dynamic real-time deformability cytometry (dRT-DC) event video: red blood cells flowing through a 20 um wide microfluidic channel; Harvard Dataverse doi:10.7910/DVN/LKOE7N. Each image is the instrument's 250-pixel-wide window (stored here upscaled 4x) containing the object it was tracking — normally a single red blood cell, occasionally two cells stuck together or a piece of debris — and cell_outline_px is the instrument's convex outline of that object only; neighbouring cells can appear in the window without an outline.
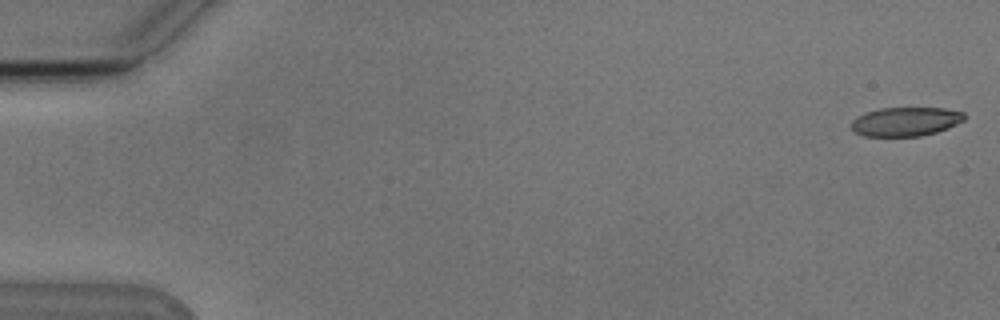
{"species": "Egyptian fruit bat (a non-hibernating species)", "species_latin": "Rousettus aegyptiacus", "temperature_condition": "cold", "stored_images_in_passage": 8, "camera_frame_rate_fps": 3000, "um_per_image_px": 0.085, "animal": {"sex": "male"}, "frame": {"image": 1, "passage_image": 1, "time_ms": 0.0, "image_size_px": [1000, 320], "cell_outline_px": [[964, 120], [956, 124], [936, 132], [920, 136], [864, 136], [856, 132], [852, 128], [852, 120], [856, 116], [864, 112], [880, 108], [944, 108], [964, 112]], "centroid_in_image_um": [76.95, 10.32], "position_along_channel_um": 8.0, "area_um2": 19.02}}
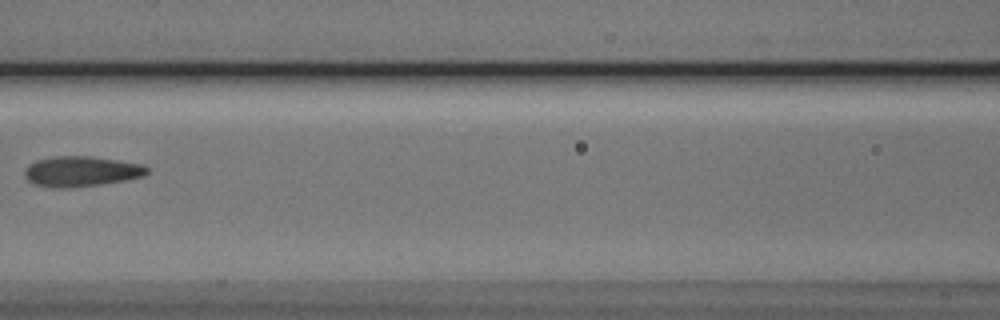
{"frame": {"image": 2, "passage_image": 7, "time_ms": 8.0, "image_size_px": [1000, 320], "cell_outline_px": [[148, 172], [144, 176], [124, 180], [100, 184], [68, 188], [52, 188], [32, 184], [24, 176], [24, 172], [28, 164], [36, 160], [52, 156], [88, 156], [116, 160], [140, 164], [148, 168]], "centroid_in_image_um": [6.83, 14.57], "position_along_channel_um": 159.8, "area_um2": 21.62}}
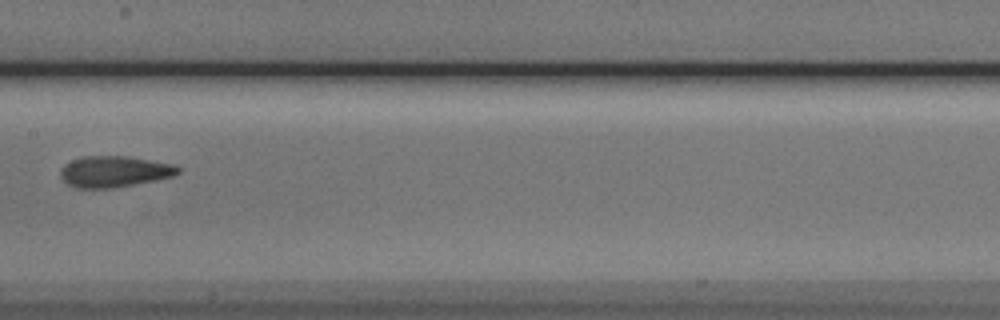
{"frame": {"image": 3, "passage_image": 8, "time_ms": 9.0, "image_size_px": [1000, 320], "cell_outline_px": [[180, 172], [172, 176], [156, 180], [112, 188], [76, 188], [68, 184], [60, 176], [60, 172], [64, 164], [72, 160], [84, 156], [128, 156], [172, 164], [180, 168]], "centroid_in_image_um": [9.69, 14.58], "position_along_channel_um": 197.7, "area_um2": 21.21}}